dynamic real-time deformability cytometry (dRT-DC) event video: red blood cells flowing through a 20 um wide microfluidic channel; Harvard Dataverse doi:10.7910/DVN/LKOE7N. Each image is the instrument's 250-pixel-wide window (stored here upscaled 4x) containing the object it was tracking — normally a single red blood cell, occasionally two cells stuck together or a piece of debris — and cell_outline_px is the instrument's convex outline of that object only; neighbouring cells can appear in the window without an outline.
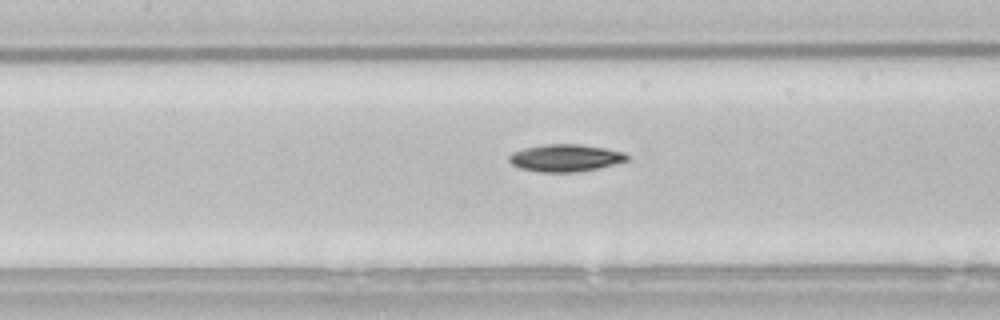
{"species": "common noctule bat (a hibernating species)", "species_latin": "Nyctalus noctula", "temperature_condition": "room temperature", "stored_images_in_passage": 28, "camera_frame_rate_fps": 3000, "um_per_image_px": 0.085, "animal": {"sex": "male", "body_mass_g": 21.5, "forearm_length_mm": 52.0}, "frame": {"image": 1, "passage_image": 8, "time_ms": 2.333, "image_size_px": [1000, 320], "cell_outline_px": [[628, 160], [616, 164], [580, 172], [536, 172], [520, 168], [512, 164], [508, 160], [508, 156], [512, 152], [524, 148], [544, 144], [580, 144], [604, 148], [624, 152], [628, 156]], "centroid_in_image_um": [48.04, 13.43], "position_along_channel_um": 159.4, "area_um2": 18.9}}
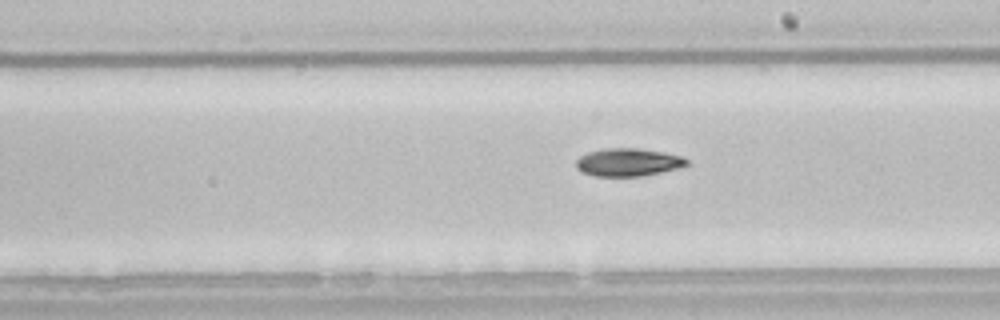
{"frame": {"image": 2, "passage_image": 14, "time_ms": 4.333, "image_size_px": [1000, 320], "cell_outline_px": [[688, 164], [676, 168], [660, 172], [640, 176], [596, 176], [584, 172], [576, 168], [576, 160], [580, 156], [588, 152], [604, 148], [636, 148], [664, 152], [684, 156], [688, 160]], "centroid_in_image_um": [53.38, 13.78], "position_along_channel_um": 235.6, "area_um2": 17.86}}
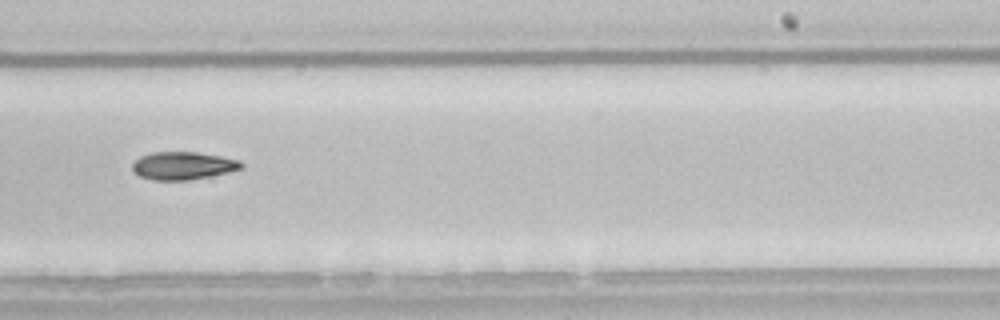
{"frame": {"image": 3, "passage_image": 17, "time_ms": 5.333, "image_size_px": [1000, 320], "cell_outline_px": [[244, 168], [212, 176], [188, 180], [152, 180], [140, 176], [132, 168], [132, 164], [140, 156], [152, 152], [196, 152], [220, 156], [240, 160], [244, 164]], "centroid_in_image_um": [15.59, 14.08], "position_along_channel_um": 273.4, "area_um2": 17.69}}